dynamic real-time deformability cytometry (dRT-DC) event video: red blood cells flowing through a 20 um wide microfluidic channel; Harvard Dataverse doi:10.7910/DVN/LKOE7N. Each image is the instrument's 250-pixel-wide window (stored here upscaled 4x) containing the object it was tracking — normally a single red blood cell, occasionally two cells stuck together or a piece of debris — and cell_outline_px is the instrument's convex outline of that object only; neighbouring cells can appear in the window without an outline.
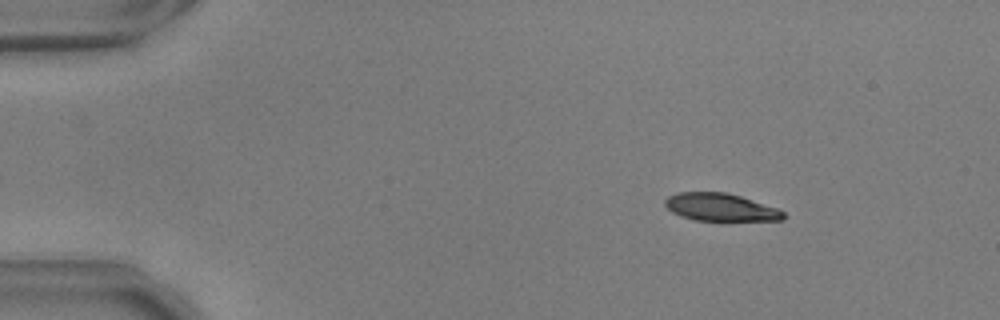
{"species": "common noctule bat (a hibernating species)", "species_latin": "Nyctalus noctula", "temperature_condition": "warm", "stored_images_in_passage": 9, "camera_frame_rate_fps": 3000, "um_per_image_px": 0.085, "animal": {"sex": "male", "body_mass_g": 17.9, "forearm_length_mm": 54.2}, "frame": {"image": 1, "passage_image": 3, "time_ms": 0.667, "image_size_px": [1000, 320], "cell_outline_px": [[784, 220], [696, 220], [680, 216], [672, 212], [664, 204], [664, 200], [668, 196], [680, 192], [728, 192], [776, 208], [784, 212]], "centroid_in_image_um": [61.2, 17.61], "position_along_channel_um": 23.8, "area_um2": 18.84}}